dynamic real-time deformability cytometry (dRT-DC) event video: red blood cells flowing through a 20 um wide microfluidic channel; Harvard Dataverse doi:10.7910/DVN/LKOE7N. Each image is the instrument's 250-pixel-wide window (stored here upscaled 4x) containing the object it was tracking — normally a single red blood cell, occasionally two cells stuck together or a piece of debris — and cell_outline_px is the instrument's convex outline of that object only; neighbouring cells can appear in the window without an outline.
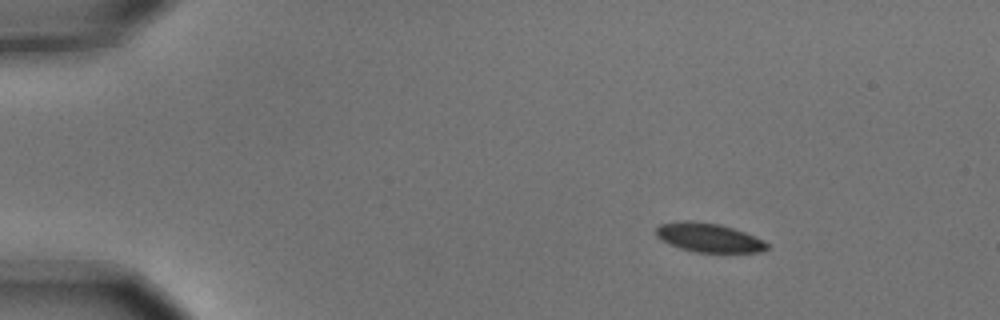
{"species": "common noctule bat (a hibernating species)", "species_latin": "Nyctalus noctula", "temperature_condition": "cold", "stored_images_in_passage": 5, "camera_frame_rate_fps": 3000, "um_per_image_px": 0.085, "animal": {"sex": "male", "body_mass_g": 15.6}, "frame": {"image": 1, "passage_image": 1, "time_ms": 0.0, "image_size_px": [1000, 320], "cell_outline_px": [[768, 248], [760, 252], [696, 252], [680, 248], [668, 244], [660, 240], [656, 236], [656, 228], [660, 224], [684, 220], [688, 220], [720, 224], [744, 232], [764, 240], [768, 244]], "centroid_in_image_um": [60.21, 20.2], "position_along_channel_um": 24.8, "area_um2": 18.73}}
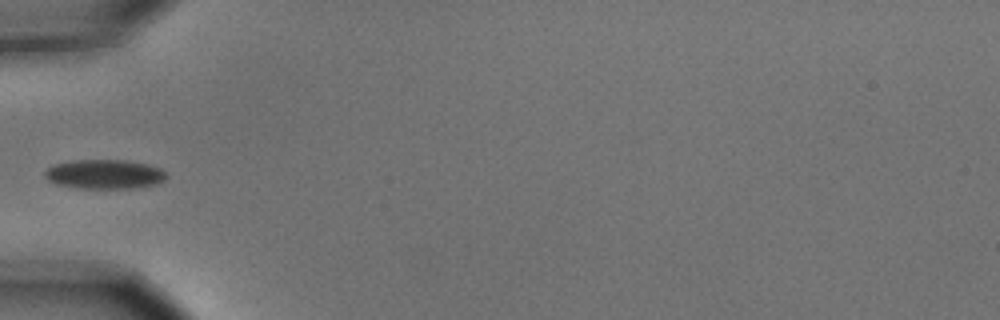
{"frame": {"image": 2, "passage_image": 4, "time_ms": 1.0, "image_size_px": [1000, 320], "cell_outline_px": [[168, 176], [164, 180], [156, 184], [136, 188], [76, 188], [56, 184], [48, 180], [44, 176], [44, 172], [48, 168], [56, 164], [72, 160], [124, 160], [148, 164], [160, 168]], "centroid_in_image_um": [8.88, 14.81], "position_along_channel_um": 76.1, "area_um2": 20.81}}
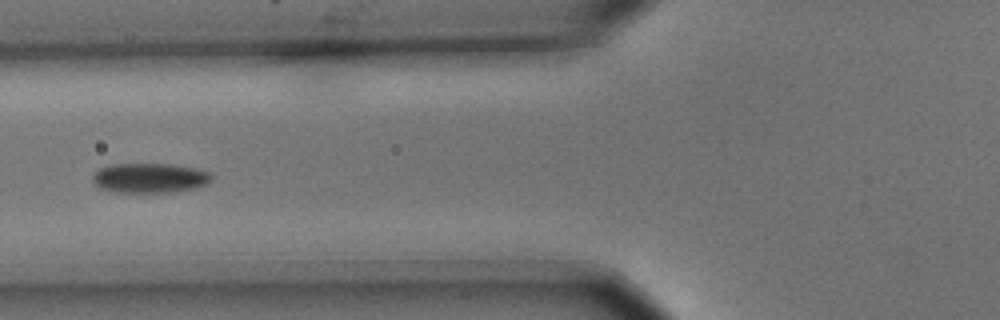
{"frame": {"image": 3, "passage_image": 5, "time_ms": 1.333, "image_size_px": [1000, 320], "cell_outline_px": [[212, 180], [208, 184], [196, 188], [172, 192], [116, 192], [100, 188], [92, 180], [92, 172], [100, 168], [112, 164], [172, 164], [196, 168], [208, 172], [212, 176]], "centroid_in_image_um": [12.73, 15.12], "position_along_channel_um": 113.1, "area_um2": 20.75}}